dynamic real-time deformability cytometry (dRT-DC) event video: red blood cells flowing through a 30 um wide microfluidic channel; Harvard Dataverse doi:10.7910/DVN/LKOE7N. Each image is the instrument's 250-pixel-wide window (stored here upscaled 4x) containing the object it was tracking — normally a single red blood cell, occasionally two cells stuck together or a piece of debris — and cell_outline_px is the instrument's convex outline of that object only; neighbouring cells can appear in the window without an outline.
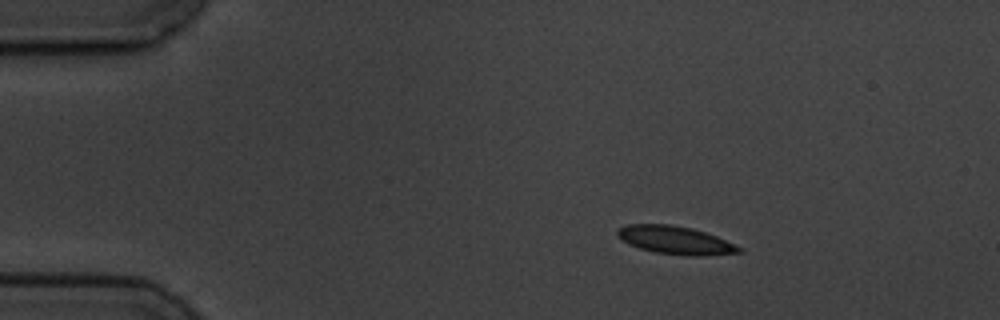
{"species": "common noctule bat (a hibernating species)", "species_latin": "Nyctalus noctula", "temperature_condition": "cold", "stored_images_in_passage": 3, "camera_frame_rate_fps": 3000, "um_per_image_px": 0.085, "animal": {"sex": "male", "body_mass_g": 19.5, "forearm_length_mm": 54.6}, "frame": {"image": 1, "passage_image": 1, "time_ms": 0.0, "image_size_px": [1000, 320], "cell_outline_px": [[744, 252], [704, 256], [688, 256], [656, 252], [640, 248], [628, 244], [616, 236], [616, 232], [620, 228], [628, 224], [668, 224], [692, 228], [716, 236], [744, 248]], "centroid_in_image_um": [57.43, 20.42], "position_along_channel_um": 27.6, "area_um2": 19.94}}